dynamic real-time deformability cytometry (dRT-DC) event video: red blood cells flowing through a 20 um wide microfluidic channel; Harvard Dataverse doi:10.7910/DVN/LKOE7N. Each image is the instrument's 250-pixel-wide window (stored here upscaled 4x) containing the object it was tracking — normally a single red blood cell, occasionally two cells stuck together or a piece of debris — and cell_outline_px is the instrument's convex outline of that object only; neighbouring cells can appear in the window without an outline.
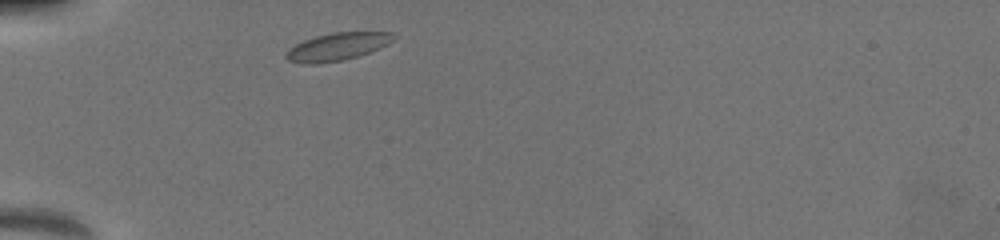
{"species": "common noctule bat (a hibernating species)", "species_latin": "Nyctalus noctula", "temperature_condition": "warm", "stored_images_in_passage": 17, "camera_frame_rate_fps": 3000, "um_per_image_px": 0.085, "animal": {"sex": "female", "body_mass_g": 19.5, "forearm_length_mm": 54.1}, "frame": {"image": 1, "passage_image": 1, "time_ms": 0.0, "image_size_px": [1000, 240], "cell_outline_px": [[396, 36], [388, 44], [380, 48], [360, 56], [344, 60], [316, 64], [304, 64], [288, 60], [284, 56], [284, 52], [296, 44], [304, 40], [316, 36], [332, 32], [392, 32]], "centroid_in_image_um": [28.66, 3.97], "position_along_channel_um": 56.3, "area_um2": 17.46}}
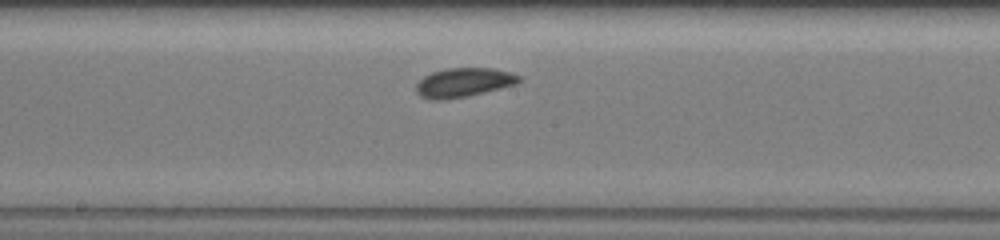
{"frame": {"image": 2, "passage_image": 8, "time_ms": 4.333, "image_size_px": [1000, 240], "cell_outline_px": [[520, 80], [516, 84], [464, 96], [440, 100], [420, 96], [416, 92], [416, 84], [424, 76], [432, 72], [444, 68], [492, 68], [512, 72], [520, 76]], "centroid_in_image_um": [39.39, 6.98], "position_along_channel_um": 208.8, "area_um2": 17.11}}
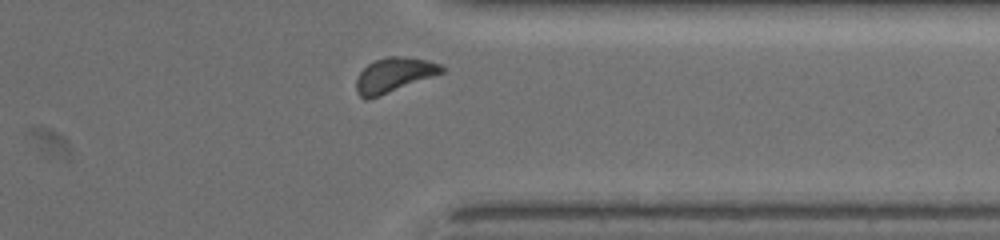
{"frame": {"image": 3, "passage_image": 15, "time_ms": 8.667, "image_size_px": [1000, 240], "cell_outline_px": [[444, 72], [376, 96], [360, 96], [356, 92], [356, 80], [360, 72], [368, 64], [376, 60], [388, 56], [400, 56], [428, 60], [440, 64], [444, 68]], "centroid_in_image_um": [33.49, 6.32], "position_along_channel_um": 377.9, "area_um2": 16.47}, "authors_computed_cell_mechanics": {"area_um2": 16.473, "velocity_mm_per_s": 3.9255, "shape_relaxation_time_tau1_ms": 2.4756, "shape_relaxation_time_tau2_ms": 5.4891, "deformation_change_tau1": 0.0592, "deformation_change_tau2": 0.109}}